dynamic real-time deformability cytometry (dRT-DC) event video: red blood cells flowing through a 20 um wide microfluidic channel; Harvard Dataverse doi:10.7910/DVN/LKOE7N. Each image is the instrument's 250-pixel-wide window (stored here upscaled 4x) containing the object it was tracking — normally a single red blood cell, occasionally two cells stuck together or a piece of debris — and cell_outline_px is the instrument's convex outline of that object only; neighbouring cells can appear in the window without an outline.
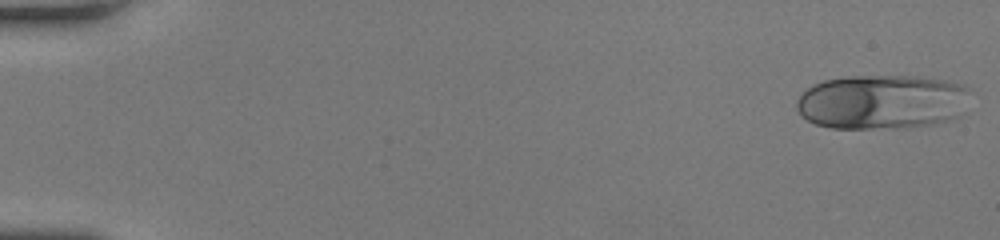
{"species": "human", "species_latin": "Homo sapiens", "temperature_condition": "room temperature", "stored_images_in_passage": 49, "camera_frame_rate_fps": 3000, "um_per_image_px": 0.085, "donor": {"sex": "female"}, "frame": {"image": 1, "passage_image": 1, "time_ms": 0.0, "image_size_px": [1000, 240], "cell_outline_px": [[968, 88], [960, 116], [948, 120], [932, 124], [908, 128], [832, 128], [816, 124], [800, 116], [796, 108], [796, 100], [812, 84], [824, 80], [848, 76], [916, 76], [948, 80], [964, 84]], "centroid_in_image_um": [74.93, 8.66], "position_along_channel_um": 10.1, "area_um2": 55.43}}
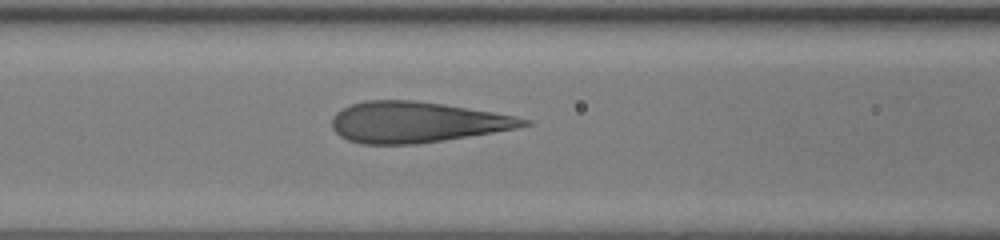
{"frame": {"image": 2, "passage_image": 22, "time_ms": 7.0, "image_size_px": [1000, 240], "cell_outline_px": [[536, 124], [516, 128], [468, 136], [416, 144], [360, 144], [348, 140], [340, 136], [332, 128], [332, 120], [336, 112], [352, 104], [368, 100], [412, 100], [444, 104], [516, 116], [532, 120]], "centroid_in_image_um": [35.42, 10.38], "position_along_channel_um": 131.2, "area_um2": 45.37}}
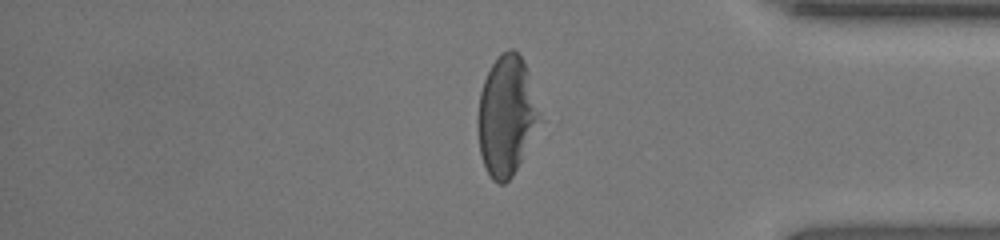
{"frame": {"image": 3, "passage_image": 42, "time_ms": 13.667, "image_size_px": [1000, 240], "cell_outline_px": [[540, 120], [512, 176], [504, 184], [500, 184], [492, 180], [484, 164], [480, 152], [476, 124], [476, 120], [480, 92], [484, 80], [492, 64], [508, 48], [512, 48], [520, 56], [528, 72], [540, 112]], "centroid_in_image_um": [43.01, 9.84], "position_along_channel_um": 392.2, "area_um2": 42.43}}